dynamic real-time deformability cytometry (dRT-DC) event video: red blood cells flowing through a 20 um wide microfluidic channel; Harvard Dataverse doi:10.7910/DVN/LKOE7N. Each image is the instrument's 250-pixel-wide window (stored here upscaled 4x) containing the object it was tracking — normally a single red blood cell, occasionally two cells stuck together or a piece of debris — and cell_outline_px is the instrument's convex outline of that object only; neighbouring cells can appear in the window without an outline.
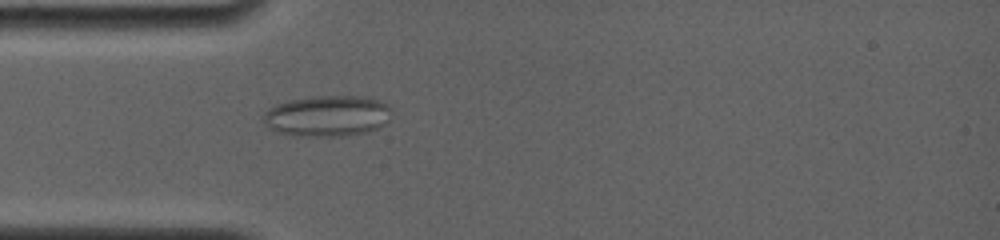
{"species": "common noctule bat (a hibernating species)", "species_latin": "Nyctalus noctula", "temperature_condition": "room temperature", "stored_images_in_passage": 6, "camera_frame_rate_fps": 4000, "um_per_image_px": 0.085, "animal": {"sex": "female", "body_mass_g": 19.0, "forearm_length_mm": 56.7}, "frame": {"image": 1, "passage_image": 6, "time_ms": 4.5, "image_size_px": [1000, 240], "cell_outline_px": [[388, 120], [384, 124], [368, 132], [336, 136], [304, 136], [280, 132], [268, 128], [264, 124], [264, 112], [268, 108], [276, 104], [288, 100], [312, 96], [364, 96], [380, 100], [388, 104]], "centroid_in_image_um": [27.79, 9.84], "position_along_channel_um": 57.2, "area_um2": 30.46}}